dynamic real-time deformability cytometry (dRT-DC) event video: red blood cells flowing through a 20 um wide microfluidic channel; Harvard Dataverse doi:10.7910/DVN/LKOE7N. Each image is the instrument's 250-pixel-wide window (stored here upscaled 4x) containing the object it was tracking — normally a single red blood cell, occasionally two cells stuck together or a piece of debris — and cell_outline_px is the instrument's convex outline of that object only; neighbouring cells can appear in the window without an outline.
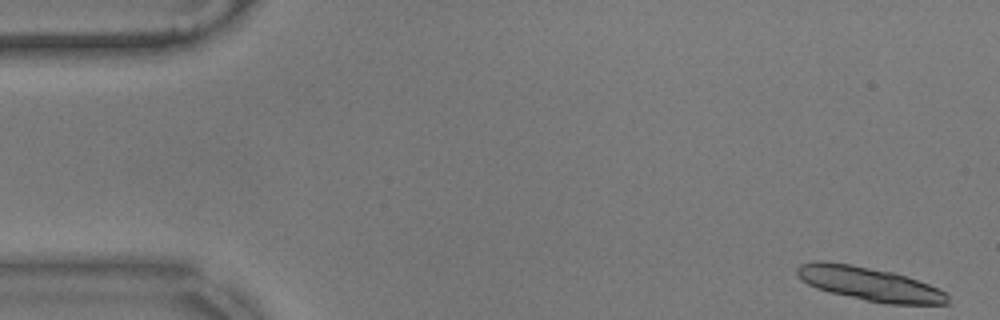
{"species": "common noctule bat (a hibernating species)", "species_latin": "Nyctalus noctula", "temperature_condition": "warm", "stored_images_in_passage": 15, "camera_frame_rate_fps": 3000, "um_per_image_px": 0.085, "animal": {"sex": "male", "body_mass_g": 17.9}, "frame": {"image": 1, "passage_image": 1, "time_ms": 0.0, "image_size_px": [1000, 320], "cell_outline_px": [[948, 304], [884, 304], [828, 292], [816, 288], [808, 284], [796, 272], [796, 268], [800, 264], [816, 260], [824, 260], [852, 264], [892, 272], [928, 284], [944, 292], [948, 296]], "centroid_in_image_um": [73.85, 24.12], "position_along_channel_um": 11.1, "area_um2": 29.36}}